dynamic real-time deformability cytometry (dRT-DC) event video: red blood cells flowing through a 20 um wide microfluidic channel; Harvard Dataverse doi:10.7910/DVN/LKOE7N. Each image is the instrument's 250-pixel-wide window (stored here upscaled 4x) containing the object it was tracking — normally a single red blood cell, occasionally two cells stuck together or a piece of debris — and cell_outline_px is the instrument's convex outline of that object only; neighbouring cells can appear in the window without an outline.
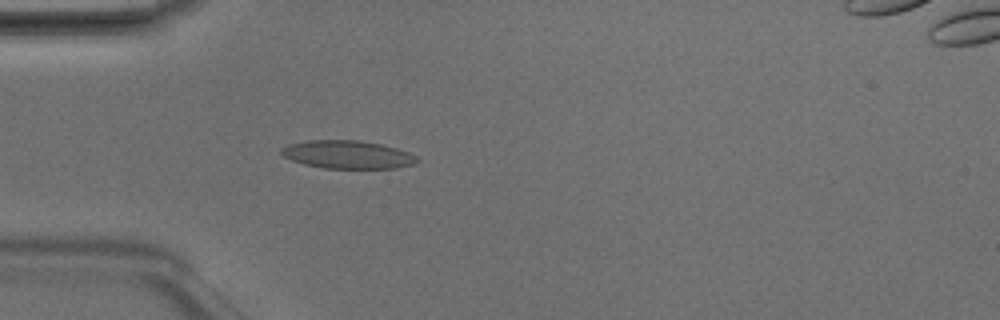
{"species": "Egyptian fruit bat (a non-hibernating species)", "species_latin": "Rousettus aegyptiacus", "temperature_condition": "room temperature", "stored_images_in_passage": 4, "camera_frame_rate_fps": 3000, "um_per_image_px": 0.085, "animal": {"sex": "male"}, "frame": {"image": 1, "passage_image": 3, "time_ms": 0.667, "image_size_px": [1000, 320], "cell_outline_px": [[420, 160], [416, 164], [396, 168], [324, 168], [304, 164], [292, 160], [284, 156], [280, 152], [280, 148], [288, 144], [308, 140], [360, 140], [380, 144], [396, 148], [408, 152], [416, 156]], "centroid_in_image_um": [29.55, 13.13], "position_along_channel_um": 55.5, "area_um2": 22.25}}